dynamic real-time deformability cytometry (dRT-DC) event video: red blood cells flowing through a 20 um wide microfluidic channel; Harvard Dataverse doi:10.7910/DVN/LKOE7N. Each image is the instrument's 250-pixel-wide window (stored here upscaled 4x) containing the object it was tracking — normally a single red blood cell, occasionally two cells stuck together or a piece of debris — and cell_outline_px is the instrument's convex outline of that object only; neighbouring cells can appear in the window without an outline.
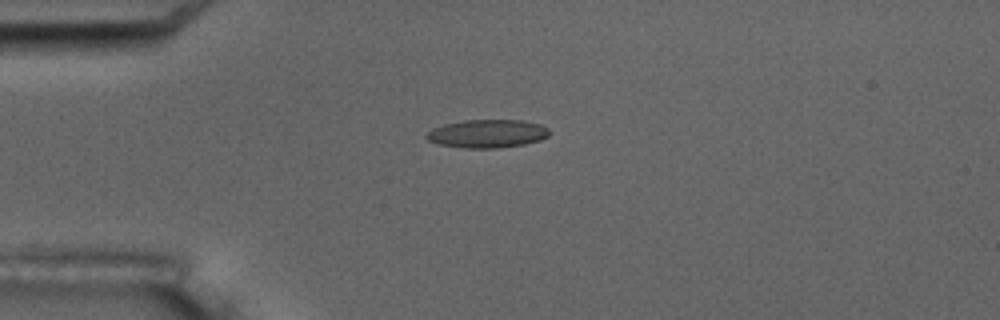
{"species": "common noctule bat (a hibernating species)", "species_latin": "Nyctalus noctula", "temperature_condition": "room temperature", "stored_images_in_passage": 5, "camera_frame_rate_fps": 3000, "um_per_image_px": 0.085, "animal": {"sex": "male", "body_mass_g": 17.5, "forearm_length_mm": 52.3}, "frame": {"image": 1, "passage_image": 5, "time_ms": 6.333, "image_size_px": [1000, 320], "cell_outline_px": [[552, 132], [548, 136], [540, 140], [524, 144], [500, 148], [464, 148], [440, 144], [428, 140], [424, 136], [432, 128], [444, 124], [464, 120], [520, 120], [540, 124], [548, 128]], "centroid_in_image_um": [41.44, 11.36], "position_along_channel_um": 43.6, "area_um2": 20.29}}